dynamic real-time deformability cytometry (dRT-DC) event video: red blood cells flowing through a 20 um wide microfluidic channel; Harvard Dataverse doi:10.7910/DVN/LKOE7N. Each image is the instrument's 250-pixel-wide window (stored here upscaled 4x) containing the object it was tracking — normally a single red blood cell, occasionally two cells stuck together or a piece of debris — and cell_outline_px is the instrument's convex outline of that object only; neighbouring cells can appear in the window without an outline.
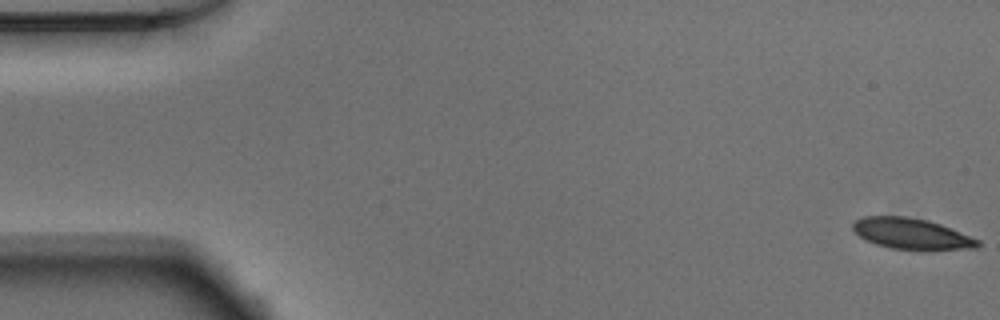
{"species": "Egyptian fruit bat (a non-hibernating species)", "species_latin": "Rousettus aegyptiacus", "temperature_condition": "warm", "stored_images_in_passage": 52, "camera_frame_rate_fps": 3000, "um_per_image_px": 0.085, "animal": {"sex": "male"}, "frame": {"image": 1, "passage_image": 1, "time_ms": 0.0, "image_size_px": [1000, 320], "cell_outline_px": [[980, 244], [976, 248], [920, 252], [892, 248], [876, 244], [860, 236], [852, 228], [852, 220], [864, 216], [908, 216], [928, 220], [940, 224], [980, 240]], "centroid_in_image_um": [77.5, 19.89], "position_along_channel_um": 7.5, "area_um2": 23.06}}
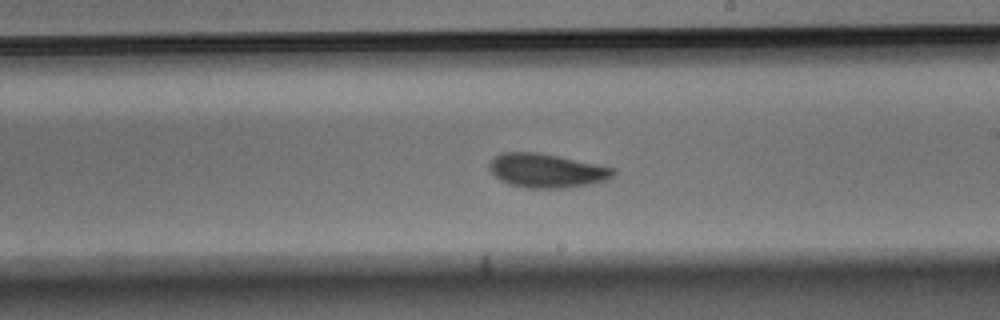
{"frame": {"image": 2, "passage_image": 30, "time_ms": 9.667, "image_size_px": [1000, 320], "cell_outline_px": [[616, 172], [608, 180], [592, 184], [564, 188], [528, 188], [508, 184], [500, 180], [488, 168], [488, 164], [496, 156], [504, 152], [536, 152], [616, 168]], "centroid_in_image_um": [46.48, 14.52], "position_along_channel_um": 242.5, "area_um2": 24.45}}
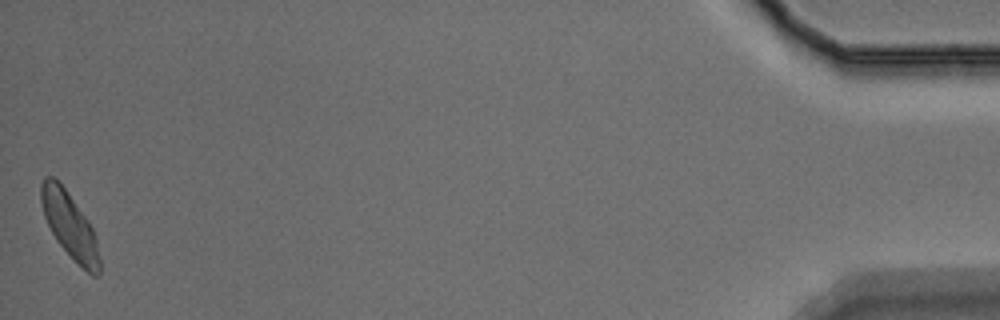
{"frame": {"image": 3, "passage_image": 52, "time_ms": 17.0, "image_size_px": [1000, 320], "cell_outline_px": [[100, 272], [96, 276], [92, 276], [56, 240], [44, 216], [40, 200], [40, 184], [44, 176], [52, 176], [60, 180], [88, 220], [92, 228], [96, 240], [100, 260]], "centroid_in_image_um": [5.9, 19.07], "position_along_channel_um": 429.3, "area_um2": 22.2}, "authors_computed_cell_mechanics": {"area_um2": 23.9292, "velocity_mm_per_s": 3.8585, "shape_relaxation_time_tau1_ms": 3.8704, "shape_relaxation_time_tau2_ms": 2.4867, "deformation_change_tau1": 0.1252, "deformation_change_tau2": 0.0781}}